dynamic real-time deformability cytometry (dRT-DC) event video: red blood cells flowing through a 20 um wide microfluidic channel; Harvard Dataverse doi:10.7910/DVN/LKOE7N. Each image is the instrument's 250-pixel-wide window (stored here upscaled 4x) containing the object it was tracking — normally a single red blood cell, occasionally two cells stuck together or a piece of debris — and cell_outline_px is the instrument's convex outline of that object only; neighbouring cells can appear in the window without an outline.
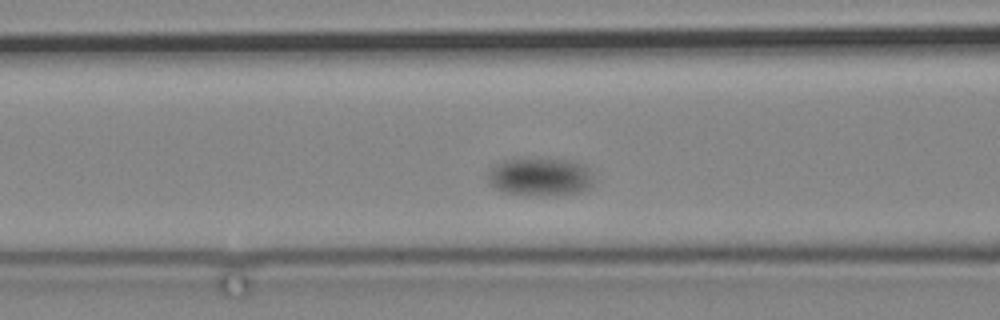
{"species": "common noctule bat (a hibernating species)", "species_latin": "Nyctalus noctula", "temperature_condition": "cold", "stored_images_in_passage": 7, "camera_frame_rate_fps": 3000, "um_per_image_px": 0.085, "animal": {"sex": "male", "body_mass_g": 19.2, "forearm_length_mm": 51.8}, "frame": {"image": 1, "passage_image": 3, "time_ms": 2.333, "image_size_px": [1000, 320], "cell_outline_px": [[596, 180], [588, 188], [580, 192], [540, 196], [528, 196], [504, 192], [496, 188], [488, 180], [488, 172], [496, 164], [504, 160], [576, 160], [584, 164], [588, 168]], "centroid_in_image_um": [45.97, 15.05], "position_along_channel_um": 120.6, "area_um2": 23.41}}
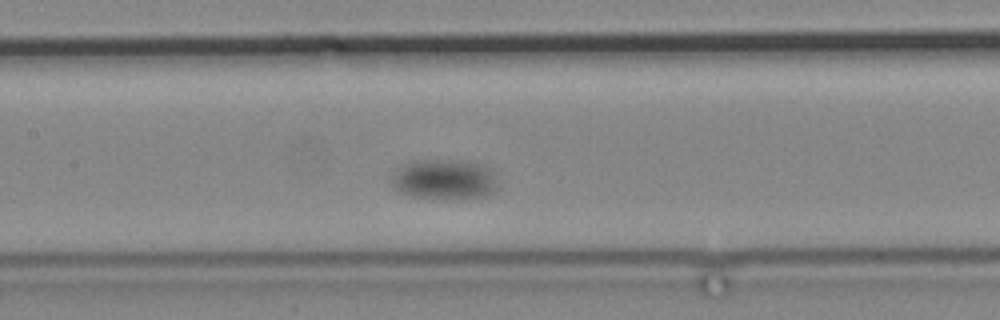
{"frame": {"image": 2, "passage_image": 5, "time_ms": 4.667, "image_size_px": [1000, 320], "cell_outline_px": [[500, 184], [496, 192], [488, 196], [412, 196], [400, 192], [392, 184], [392, 176], [396, 168], [412, 160], [464, 160], [488, 168]], "centroid_in_image_um": [37.77, 15.2], "position_along_channel_um": 169.6, "area_um2": 24.22}}
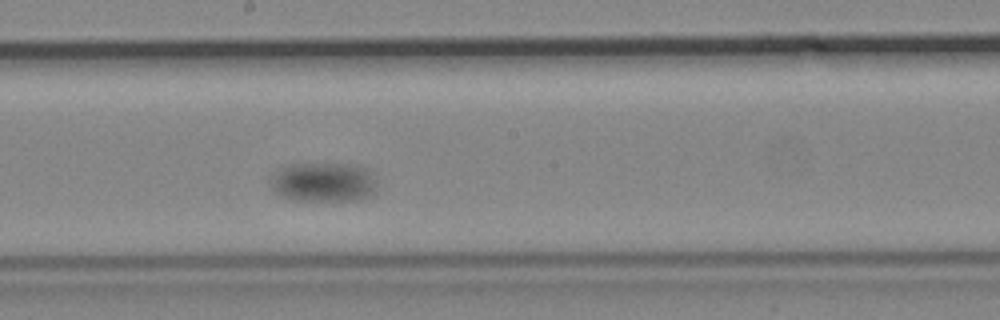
{"frame": {"image": 3, "passage_image": 7, "time_ms": 7.0, "image_size_px": [1000, 320], "cell_outline_px": [[376, 192], [372, 196], [360, 200], [300, 200], [284, 196], [276, 192], [272, 188], [272, 172], [276, 168], [284, 164], [360, 164], [372, 172], [376, 180]], "centroid_in_image_um": [27.55, 15.46], "position_along_channel_um": 220.7, "area_um2": 24.85}}